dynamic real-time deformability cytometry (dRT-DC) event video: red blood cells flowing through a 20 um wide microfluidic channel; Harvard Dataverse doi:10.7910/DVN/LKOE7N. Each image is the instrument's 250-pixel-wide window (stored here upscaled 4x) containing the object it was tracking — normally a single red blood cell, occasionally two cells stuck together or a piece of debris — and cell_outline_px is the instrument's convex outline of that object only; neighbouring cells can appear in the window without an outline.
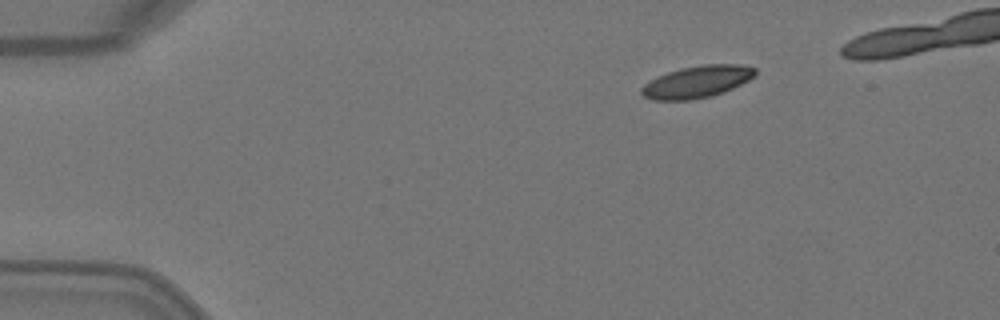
{"species": "Egyptian fruit bat (a non-hibernating species)", "species_latin": "Rousettus aegyptiacus", "temperature_condition": "warm", "stored_images_in_passage": 4, "camera_frame_rate_fps": 3000, "um_per_image_px": 0.085, "animal": {"sex": "female"}, "frame": {"image": 1, "passage_image": 1, "time_ms": 0.0, "image_size_px": [1000, 320], "cell_outline_px": [[756, 76], [724, 92], [712, 96], [692, 100], [652, 100], [644, 96], [640, 92], [640, 88], [644, 84], [668, 72], [680, 68], [704, 64], [740, 64], [756, 68]], "centroid_in_image_um": [59.26, 6.95], "position_along_channel_um": 25.7, "area_um2": 21.21}}